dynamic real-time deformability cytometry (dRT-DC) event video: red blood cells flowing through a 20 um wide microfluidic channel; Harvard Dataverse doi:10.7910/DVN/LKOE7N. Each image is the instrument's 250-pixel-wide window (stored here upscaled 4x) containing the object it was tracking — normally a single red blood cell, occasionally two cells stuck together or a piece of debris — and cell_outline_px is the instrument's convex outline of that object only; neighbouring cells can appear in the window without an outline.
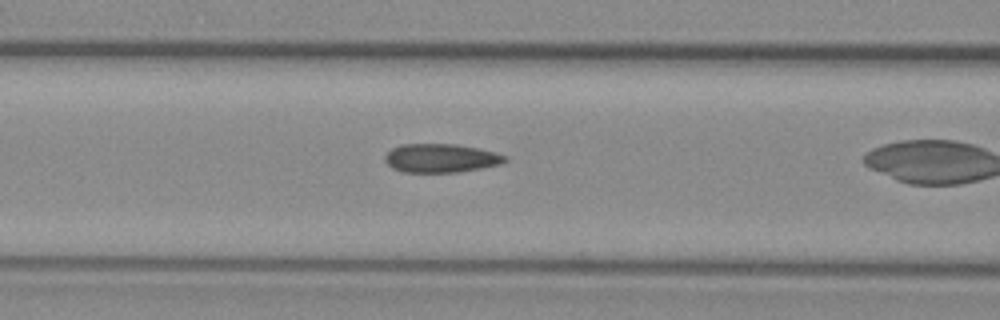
{"species": "common noctule bat (a hibernating species)", "species_latin": "Nyctalus noctula", "temperature_condition": "warm", "stored_images_in_passage": 25, "camera_frame_rate_fps": 3000, "um_per_image_px": 0.085, "animal": {"sex": "female", "body_mass_g": 29.2, "forearm_length_mm": 56.3}, "frame": {"image": 1, "passage_image": 15, "time_ms": 4.667, "image_size_px": [1000, 320], "cell_outline_px": [[508, 160], [500, 164], [460, 172], [404, 172], [392, 168], [384, 160], [384, 156], [392, 148], [404, 144], [456, 144], [476, 148], [508, 156]], "centroid_in_image_um": [37.46, 13.44], "position_along_channel_um": 129.1, "area_um2": 19.94}}
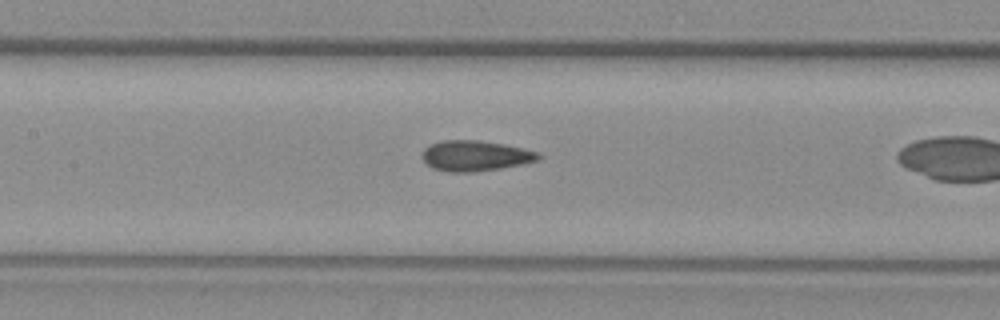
{"frame": {"image": 2, "passage_image": 18, "time_ms": 5.667, "image_size_px": [1000, 320], "cell_outline_px": [[540, 156], [536, 160], [524, 164], [500, 168], [472, 172], [448, 172], [432, 168], [420, 156], [424, 148], [432, 144], [444, 140], [476, 140], [504, 144], [524, 148], [540, 152]], "centroid_in_image_um": [40.39, 13.24], "position_along_channel_um": 167.0, "area_um2": 20.63}}